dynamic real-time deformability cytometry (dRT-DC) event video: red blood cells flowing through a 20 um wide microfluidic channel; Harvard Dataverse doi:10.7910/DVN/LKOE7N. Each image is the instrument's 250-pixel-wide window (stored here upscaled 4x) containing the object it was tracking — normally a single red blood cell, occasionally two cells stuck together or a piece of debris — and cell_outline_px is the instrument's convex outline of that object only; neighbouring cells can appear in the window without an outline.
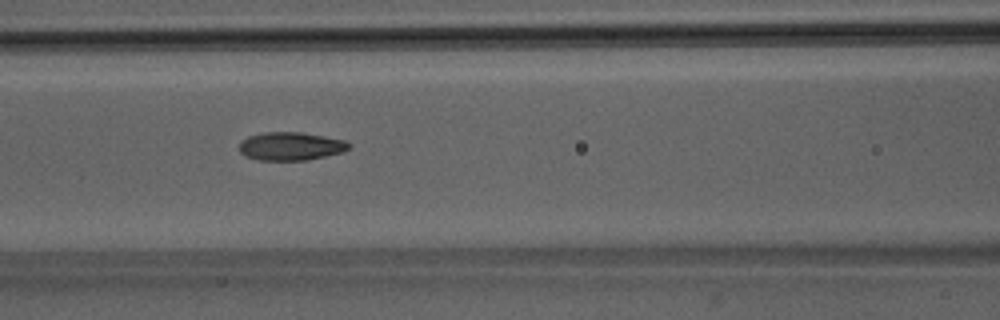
{"species": "Egyptian fruit bat (a non-hibernating species)", "species_latin": "Rousettus aegyptiacus", "temperature_condition": "room temperature", "stored_images_in_passage": 9, "camera_frame_rate_fps": 3000, "um_per_image_px": 0.085, "animal": {"sex": "male"}, "frame": {"image": 1, "passage_image": 7, "time_ms": 6.667, "image_size_px": [1000, 320], "cell_outline_px": [[352, 144], [344, 152], [308, 160], [260, 160], [244, 156], [240, 152], [240, 140], [248, 136], [264, 132], [300, 132], [324, 136], [344, 140]], "centroid_in_image_um": [24.71, 12.43], "position_along_channel_um": 141.9, "area_um2": 18.15}}